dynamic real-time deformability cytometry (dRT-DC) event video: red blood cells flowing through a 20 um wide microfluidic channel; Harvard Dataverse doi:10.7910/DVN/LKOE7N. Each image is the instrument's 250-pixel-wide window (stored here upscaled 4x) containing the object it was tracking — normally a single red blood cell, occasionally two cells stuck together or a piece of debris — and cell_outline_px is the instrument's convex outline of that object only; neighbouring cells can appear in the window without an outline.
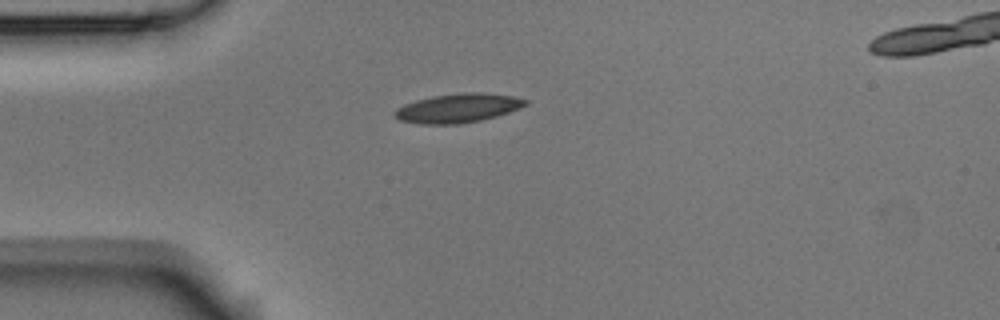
{"species": "Egyptian fruit bat (a non-hibernating species)", "species_latin": "Rousettus aegyptiacus", "temperature_condition": "room temperature", "stored_images_in_passage": 1, "camera_frame_rate_fps": 3000, "um_per_image_px": 0.085, "animal": {"sex": "male"}, "frame": {"image": 1, "passage_image": 1, "time_ms": 0.0, "image_size_px": [1000, 320], "cell_outline_px": [[528, 104], [520, 108], [496, 116], [480, 120], [460, 124], [420, 124], [400, 120], [392, 116], [392, 112], [396, 108], [404, 104], [416, 100], [432, 96], [464, 92], [484, 92], [512, 96], [528, 100]], "centroid_in_image_um": [38.89, 9.19], "position_along_channel_um": 46.1, "area_um2": 22.25}}